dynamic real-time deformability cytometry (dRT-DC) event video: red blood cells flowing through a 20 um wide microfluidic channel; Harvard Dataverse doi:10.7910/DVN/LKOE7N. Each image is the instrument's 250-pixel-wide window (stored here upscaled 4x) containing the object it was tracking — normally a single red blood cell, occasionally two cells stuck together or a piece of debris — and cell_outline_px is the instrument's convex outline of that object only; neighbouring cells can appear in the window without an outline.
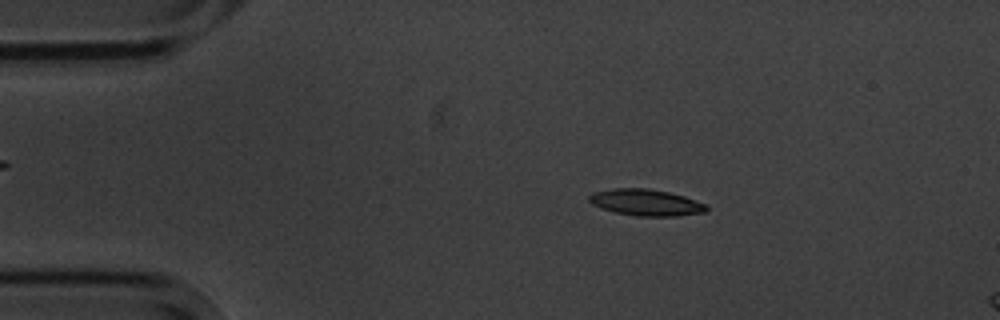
{"species": "common noctule bat (a hibernating species)", "species_latin": "Nyctalus noctula", "temperature_condition": "cold", "stored_images_in_passage": 5, "camera_frame_rate_fps": 3000, "um_per_image_px": 0.085, "animal": {"sex": "male", "body_mass_g": 20.1, "forearm_length_mm": 53.5}, "frame": {"image": 1, "passage_image": 3, "time_ms": 2.333, "image_size_px": [1000, 320], "cell_outline_px": [[708, 212], [676, 216], [636, 216], [616, 212], [600, 208], [592, 204], [588, 200], [588, 196], [592, 192], [612, 188], [648, 188], [668, 192], [684, 196], [704, 204], [708, 208]], "centroid_in_image_um": [54.87, 17.21], "position_along_channel_um": 30.1, "area_um2": 18.15}}